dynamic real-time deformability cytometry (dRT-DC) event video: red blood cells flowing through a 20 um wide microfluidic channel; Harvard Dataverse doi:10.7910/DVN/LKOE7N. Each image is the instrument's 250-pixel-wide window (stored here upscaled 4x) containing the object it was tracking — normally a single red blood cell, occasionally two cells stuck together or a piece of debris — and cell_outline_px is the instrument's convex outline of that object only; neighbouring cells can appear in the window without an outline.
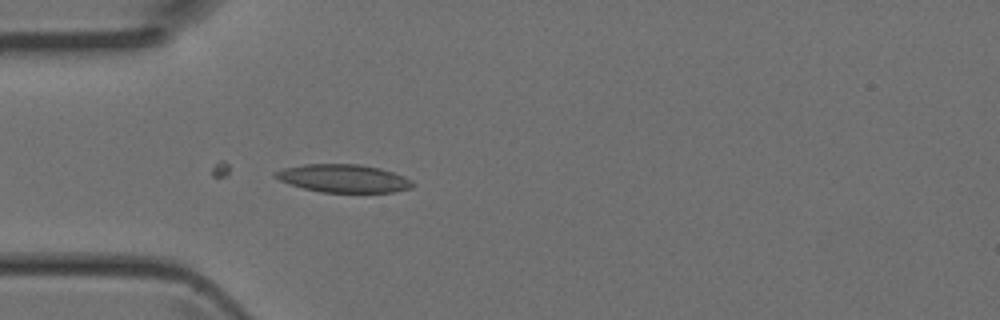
{"species": "Egyptian fruit bat (a non-hibernating species)", "species_latin": "Rousettus aegyptiacus", "temperature_condition": "room temperature", "stored_images_in_passage": 4, "camera_frame_rate_fps": 3000, "um_per_image_px": 0.085, "animal": {"sex": "female"}, "frame": {"image": 1, "passage_image": 4, "time_ms": 1.0, "image_size_px": [1000, 320], "cell_outline_px": [[416, 184], [412, 188], [392, 192], [320, 192], [304, 188], [280, 180], [272, 176], [272, 172], [284, 168], [304, 164], [360, 164], [380, 168], [404, 176], [412, 180]], "centroid_in_image_um": [29.21, 15.16], "position_along_channel_um": 55.8, "area_um2": 22.43}}